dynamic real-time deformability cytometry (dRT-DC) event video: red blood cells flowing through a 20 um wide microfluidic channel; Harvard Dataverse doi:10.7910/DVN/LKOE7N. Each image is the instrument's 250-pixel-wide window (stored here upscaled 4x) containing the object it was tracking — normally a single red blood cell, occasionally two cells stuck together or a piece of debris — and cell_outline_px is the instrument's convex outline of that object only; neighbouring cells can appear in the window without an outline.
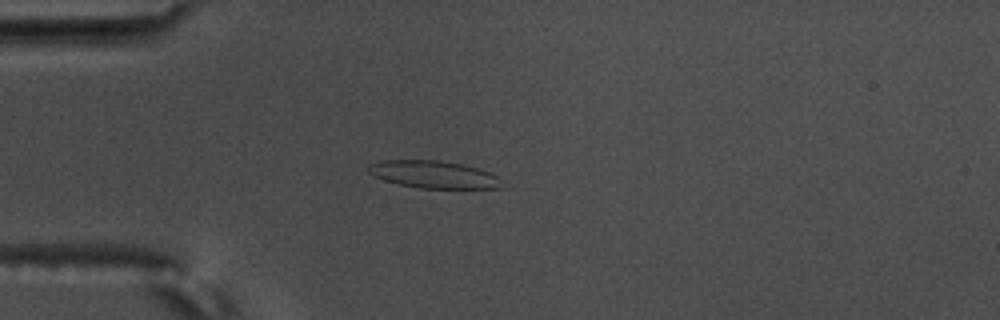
{"species": "common noctule bat (a hibernating species)", "species_latin": "Nyctalus noctula", "temperature_condition": "warm", "stored_images_in_passage": 5, "camera_frame_rate_fps": 3000, "um_per_image_px": 0.085, "animal": {"sex": "male", "body_mass_g": 17.5, "forearm_length_mm": 52.3}, "frame": {"image": 1, "passage_image": 5, "time_ms": 1.333, "image_size_px": [1000, 320], "cell_outline_px": [[504, 188], [420, 188], [396, 184], [372, 176], [368, 172], [368, 168], [372, 164], [384, 160], [440, 160], [460, 164], [476, 168], [488, 172], [496, 176]], "centroid_in_image_um": [36.82, 14.84], "position_along_channel_um": 48.2, "area_um2": 21.1}}